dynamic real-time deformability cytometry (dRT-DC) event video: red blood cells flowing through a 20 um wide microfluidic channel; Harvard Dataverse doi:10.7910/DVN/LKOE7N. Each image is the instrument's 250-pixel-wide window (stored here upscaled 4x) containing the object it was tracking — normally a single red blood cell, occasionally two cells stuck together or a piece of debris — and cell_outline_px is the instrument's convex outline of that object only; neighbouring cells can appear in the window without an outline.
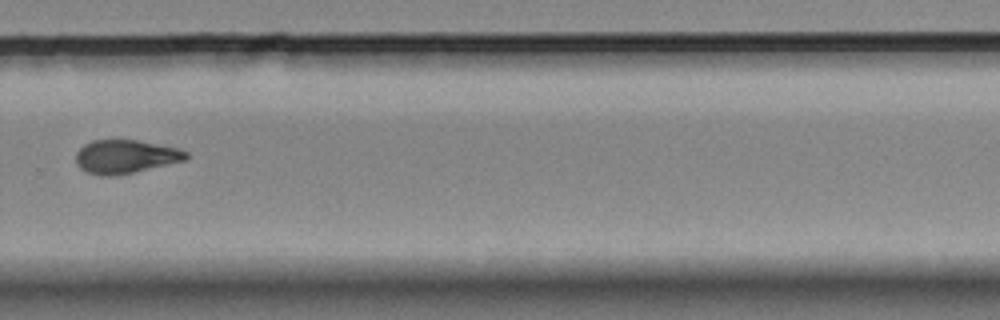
{"species": "Egyptian fruit bat (a non-hibernating species)", "species_latin": "Rousettus aegyptiacus", "temperature_condition": "room temperature", "stored_images_in_passage": 11, "camera_frame_rate_fps": 3000, "um_per_image_px": 0.085, "animal": {"sex": "female"}, "frame": {"image": 1, "passage_image": 11, "time_ms": 3.333, "image_size_px": [1000, 320], "cell_outline_px": [[188, 156], [184, 160], [116, 176], [100, 176], [84, 172], [76, 164], [76, 152], [84, 144], [92, 140], [136, 140], [180, 148], [188, 152]], "centroid_in_image_um": [10.62, 13.31], "position_along_channel_um": 319.2, "area_um2": 21.56}}